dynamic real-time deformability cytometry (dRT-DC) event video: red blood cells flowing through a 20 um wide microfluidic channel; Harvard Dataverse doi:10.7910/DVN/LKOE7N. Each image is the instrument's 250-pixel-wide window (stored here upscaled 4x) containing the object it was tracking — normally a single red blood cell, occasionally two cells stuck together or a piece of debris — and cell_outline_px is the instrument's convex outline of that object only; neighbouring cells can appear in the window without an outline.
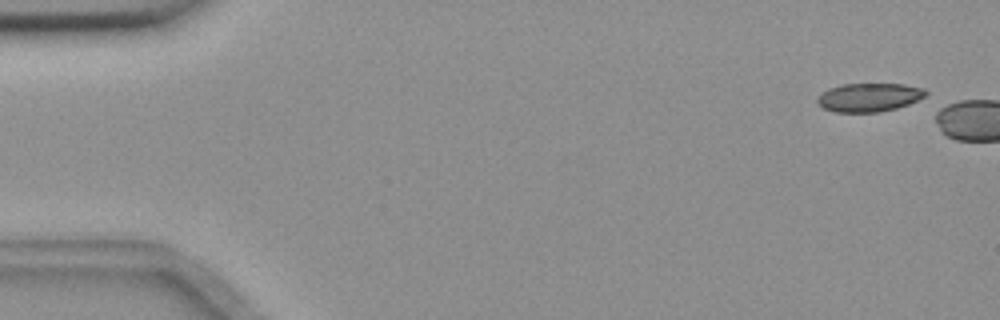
{"species": "common noctule bat (a hibernating species)", "species_latin": "Nyctalus noctula", "temperature_condition": "room temperature", "stored_images_in_passage": 4, "camera_frame_rate_fps": 3000, "um_per_image_px": 0.085, "animal": {"sex": "female", "body_mass_g": 18.4}, "frame": {"image": 1, "passage_image": 1, "time_ms": 0.0, "image_size_px": [1000, 320], "cell_outline_px": [[928, 92], [924, 96], [908, 104], [896, 108], [880, 112], [836, 112], [824, 108], [816, 104], [816, 100], [828, 88], [844, 84], [904, 84], [924, 88]], "centroid_in_image_um": [73.86, 8.27], "position_along_channel_um": 11.1, "area_um2": 17.92}}